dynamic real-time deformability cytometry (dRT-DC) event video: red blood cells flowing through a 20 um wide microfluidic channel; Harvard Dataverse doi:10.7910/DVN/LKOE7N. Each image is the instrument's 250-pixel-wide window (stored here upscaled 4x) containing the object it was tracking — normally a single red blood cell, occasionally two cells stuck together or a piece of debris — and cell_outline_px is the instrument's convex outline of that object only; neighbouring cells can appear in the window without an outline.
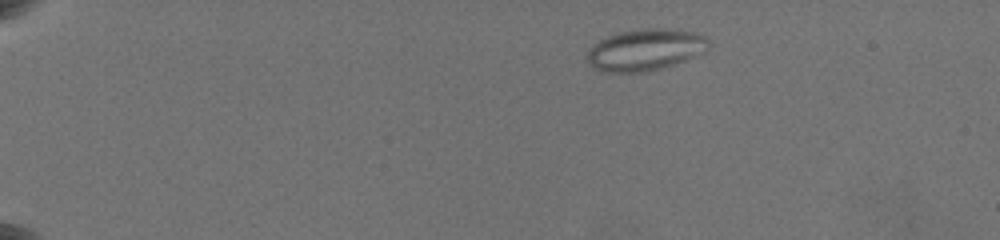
{"species": "common noctule bat (a hibernating species)", "species_latin": "Nyctalus noctula", "temperature_condition": "warm", "stored_images_in_passage": 34, "camera_frame_rate_fps": 3000, "um_per_image_px": 0.085, "animal": {"sex": "female", "body_mass_g": 19.5, "forearm_length_mm": 54.1}, "frame": {"image": 1, "passage_image": 7, "time_ms": 2.333, "image_size_px": [1000, 240], "cell_outline_px": [[708, 44], [704, 52], [684, 60], [660, 68], [644, 72], [600, 72], [592, 68], [588, 60], [588, 52], [600, 40], [608, 36], [620, 32], [644, 28], [676, 28], [696, 32], [704, 36], [708, 40]], "centroid_in_image_um": [54.85, 4.22], "position_along_channel_um": 30.1, "area_um2": 29.25}}
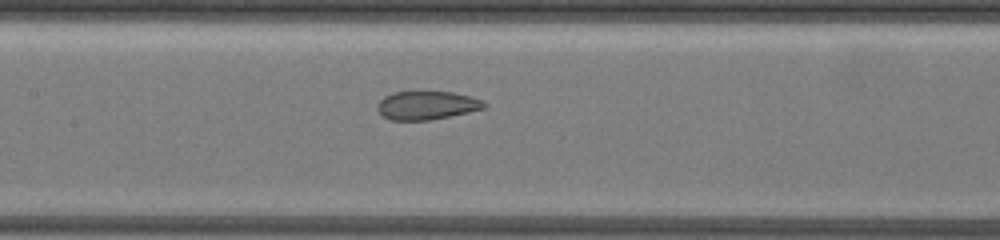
{"frame": {"image": 2, "passage_image": 25, "time_ms": 9.333, "image_size_px": [1000, 240], "cell_outline_px": [[484, 108], [468, 112], [432, 120], [388, 120], [376, 108], [380, 100], [384, 96], [392, 92], [420, 88], [452, 92], [484, 100]], "centroid_in_image_um": [36.22, 8.9], "position_along_channel_um": 171.2, "area_um2": 18.44}}
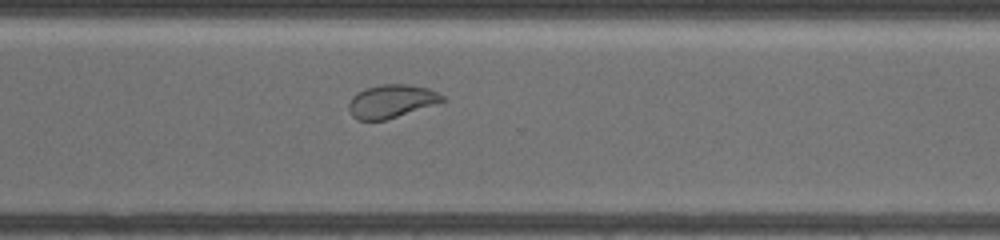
{"frame": {"image": 3, "passage_image": 34, "time_ms": 14.0, "image_size_px": [1000, 240], "cell_outline_px": [[444, 100], [440, 104], [384, 120], [356, 120], [352, 116], [348, 108], [348, 104], [352, 96], [356, 92], [380, 84], [412, 84], [428, 88], [444, 96]], "centroid_in_image_um": [33.28, 8.6], "position_along_channel_um": 337.3, "area_um2": 18.32}}